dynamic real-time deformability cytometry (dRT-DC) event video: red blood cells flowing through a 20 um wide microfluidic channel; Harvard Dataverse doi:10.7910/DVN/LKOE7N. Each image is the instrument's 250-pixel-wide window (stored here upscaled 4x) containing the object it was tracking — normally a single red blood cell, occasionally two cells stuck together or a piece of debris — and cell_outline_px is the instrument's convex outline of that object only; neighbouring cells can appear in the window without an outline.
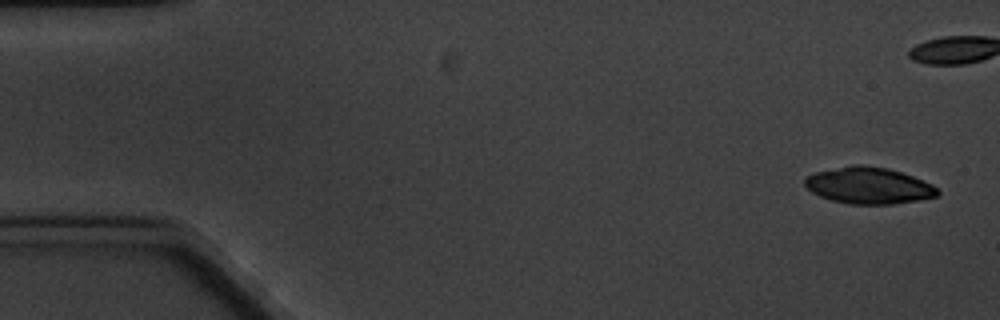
{"species": "common noctule bat (a hibernating species)", "species_latin": "Nyctalus noctula", "temperature_condition": "cold", "stored_images_in_passage": 6, "camera_frame_rate_fps": 3000, "um_per_image_px": 0.085, "animal": {"sex": "male", "body_mass_g": 20.1, "forearm_length_mm": 53.5}, "frame": {"image": 1, "passage_image": 1, "time_ms": 0.0, "image_size_px": [1000, 320], "cell_outline_px": [[940, 192], [936, 196], [920, 200], [892, 204], [848, 204], [832, 200], [820, 196], [812, 192], [804, 184], [804, 180], [808, 176], [816, 172], [852, 164], [864, 164], [888, 168], [912, 176], [932, 184]], "centroid_in_image_um": [73.84, 15.77], "position_along_channel_um": 11.2, "area_um2": 28.21}}
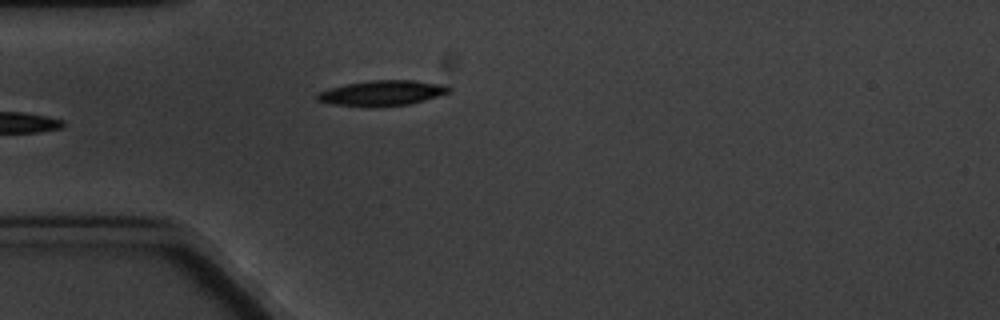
{"frame": {"image": 2, "passage_image": 6, "time_ms": 6.0, "image_size_px": [1000, 320], "cell_outline_px": [[452, 88], [448, 92], [412, 104], [376, 108], [368, 108], [332, 104], [316, 100], [316, 92], [328, 88], [368, 80], [412, 80], [444, 84]], "centroid_in_image_um": [32.42, 7.93], "position_along_channel_um": 52.6, "area_um2": 19.83}}